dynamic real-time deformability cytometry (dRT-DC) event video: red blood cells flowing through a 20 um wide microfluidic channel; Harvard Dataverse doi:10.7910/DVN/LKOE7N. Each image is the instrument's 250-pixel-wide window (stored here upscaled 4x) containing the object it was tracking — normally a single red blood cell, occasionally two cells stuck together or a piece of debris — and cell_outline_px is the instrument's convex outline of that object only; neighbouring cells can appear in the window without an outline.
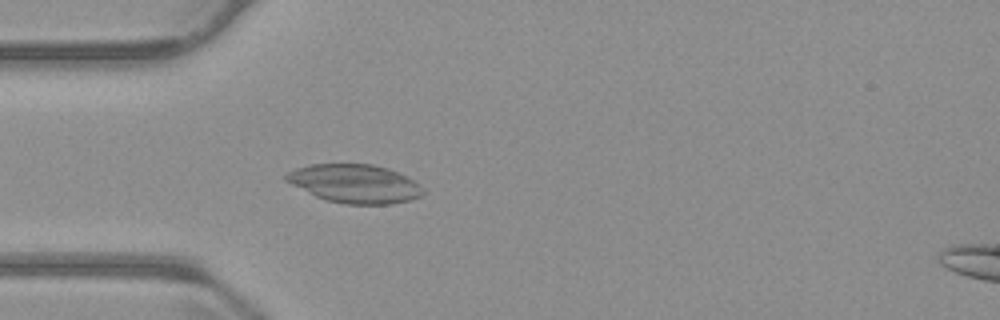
{"species": "common noctule bat (a hibernating species)", "species_latin": "Nyctalus noctula", "temperature_condition": "warm", "stored_images_in_passage": 54, "camera_frame_rate_fps": 3000, "um_per_image_px": 0.085, "animal": {"sex": "male", "body_mass_g": 23.1, "forearm_length_mm": 52.7}, "frame": {"image": 1, "passage_image": 15, "time_ms": 4.667, "image_size_px": [1000, 320], "cell_outline_px": [[424, 192], [420, 196], [408, 200], [392, 204], [344, 204], [328, 200], [316, 196], [284, 180], [284, 176], [288, 172], [296, 168], [312, 164], [372, 164], [388, 168], [412, 180], [424, 188]], "centroid_in_image_um": [30.15, 15.61], "position_along_channel_um": 54.9, "area_um2": 30.4}}
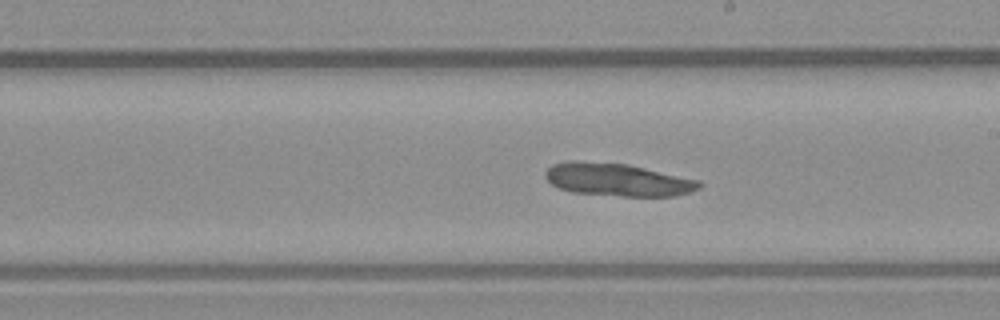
{"frame": {"image": 2, "passage_image": 30, "time_ms": 9.667, "image_size_px": [1000, 320], "cell_outline_px": [[704, 184], [700, 188], [688, 192], [672, 196], [624, 196], [572, 192], [560, 188], [552, 184], [544, 176], [544, 172], [552, 164], [568, 160], [576, 160], [628, 164], [700, 180]], "centroid_in_image_um": [52.48, 15.26], "position_along_channel_um": 236.5, "area_um2": 29.48}}
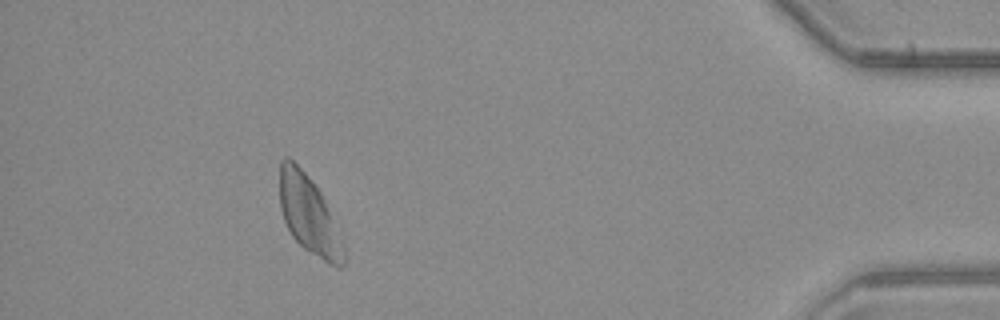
{"frame": {"image": 3, "passage_image": 49, "time_ms": 16.0, "image_size_px": [1000, 320], "cell_outline_px": [[348, 260], [340, 268], [336, 268], [328, 264], [304, 248], [292, 236], [284, 220], [280, 208], [280, 160], [284, 156], [288, 156], [312, 180], [320, 192], [324, 200], [344, 244]], "centroid_in_image_um": [26.28, 18.31], "position_along_channel_um": 408.9, "area_um2": 29.13}, "authors_computed_cell_mechanics": {"area_um2": 29.7092, "velocity_mm_per_s": 3.7166, "shape_relaxation_time_tau1_ms": 0.9772, "shape_relaxation_time_tau2_ms": null, "deformation_change_tau1": null, "deformation_change_tau2": null}}